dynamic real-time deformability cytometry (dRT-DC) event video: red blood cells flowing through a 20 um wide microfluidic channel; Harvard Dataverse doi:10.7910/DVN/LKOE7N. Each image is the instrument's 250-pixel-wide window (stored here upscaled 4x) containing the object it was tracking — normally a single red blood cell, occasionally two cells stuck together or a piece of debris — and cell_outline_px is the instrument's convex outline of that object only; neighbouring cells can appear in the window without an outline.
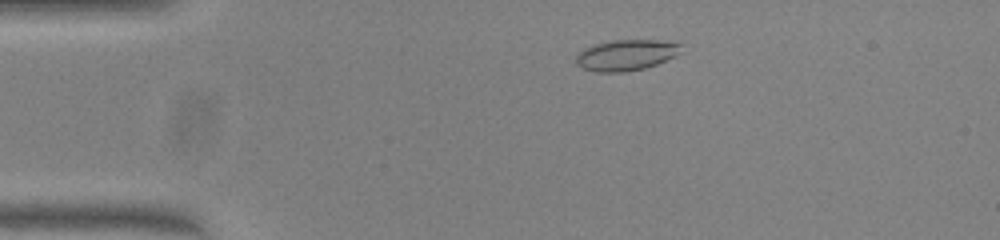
{"species": "common noctule bat (a hibernating species)", "species_latin": "Nyctalus noctula", "temperature_condition": "warm", "stored_images_in_passage": 48, "camera_frame_rate_fps": 3000, "um_per_image_px": 0.085, "animal": {"sex": "female", "body_mass_g": 23.0, "forearm_length_mm": 53.4}, "frame": {"image": 1, "passage_image": 7, "time_ms": 2.0, "image_size_px": [1000, 240], "cell_outline_px": [[680, 44], [676, 56], [656, 64], [644, 68], [624, 72], [596, 72], [584, 68], [576, 64], [576, 56], [584, 48], [592, 44], [612, 40], [676, 40]], "centroid_in_image_um": [53.21, 4.66], "position_along_channel_um": 31.8, "area_um2": 18.96}}
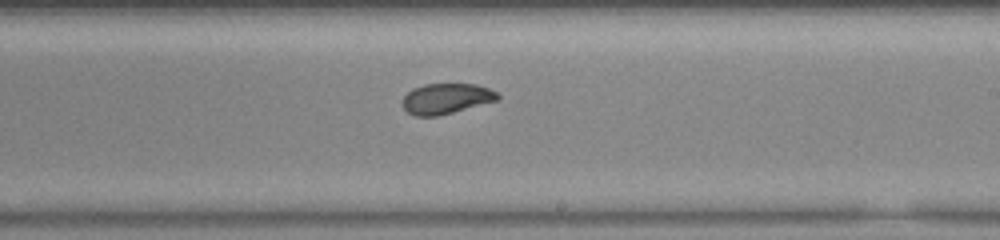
{"frame": {"image": 2, "passage_image": 27, "time_ms": 8.667, "image_size_px": [1000, 240], "cell_outline_px": [[500, 100], [436, 116], [416, 116], [408, 112], [400, 104], [404, 96], [412, 88], [424, 84], [476, 84], [488, 88], [496, 92], [500, 96]], "centroid_in_image_um": [37.92, 8.38], "position_along_channel_um": 251.1, "area_um2": 16.94}}
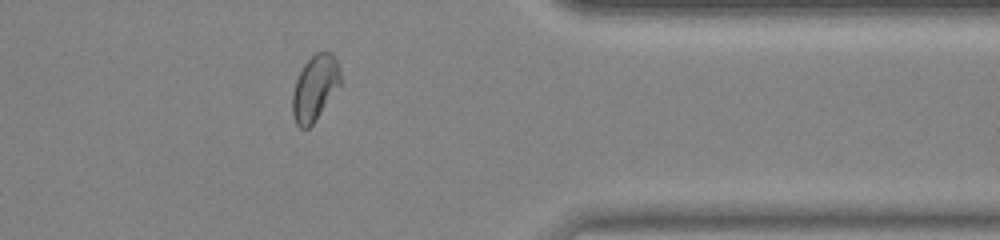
{"frame": {"image": 3, "passage_image": 38, "time_ms": 12.333, "image_size_px": [1000, 240], "cell_outline_px": [[344, 84], [312, 124], [308, 128], [300, 128], [296, 124], [292, 112], [292, 92], [296, 80], [304, 64], [316, 52], [332, 52], [340, 68]], "centroid_in_image_um": [26.82, 7.47], "position_along_channel_um": 384.6, "area_um2": 18.79}, "authors_computed_cell_mechanics": {"area_um2": 18.5827, "velocity_mm_per_s": 4.0508, "shape_relaxation_time_tau1_ms": null, "shape_relaxation_time_tau2_ms": 1.05, "deformation_change_tau1": null, "deformation_change_tau2": 0.0459}}